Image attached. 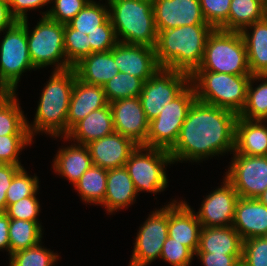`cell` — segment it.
<instances>
[{"instance_id":"cell-1","label":"cell","mask_w":267,"mask_h":266,"mask_svg":"<svg viewBox=\"0 0 267 266\" xmlns=\"http://www.w3.org/2000/svg\"><path fill=\"white\" fill-rule=\"evenodd\" d=\"M238 115L195 100L181 126L175 145L168 151L175 162H200L234 151ZM232 152V153H231Z\"/></svg>"},{"instance_id":"cell-2","label":"cell","mask_w":267,"mask_h":266,"mask_svg":"<svg viewBox=\"0 0 267 266\" xmlns=\"http://www.w3.org/2000/svg\"><path fill=\"white\" fill-rule=\"evenodd\" d=\"M105 4L90 0L70 22L64 24V51L72 67L85 56L110 51L118 43L109 18V6Z\"/></svg>"},{"instance_id":"cell-3","label":"cell","mask_w":267,"mask_h":266,"mask_svg":"<svg viewBox=\"0 0 267 266\" xmlns=\"http://www.w3.org/2000/svg\"><path fill=\"white\" fill-rule=\"evenodd\" d=\"M212 31L209 24L184 25L159 31L155 46L159 65L191 76L202 62L205 44Z\"/></svg>"},{"instance_id":"cell-4","label":"cell","mask_w":267,"mask_h":266,"mask_svg":"<svg viewBox=\"0 0 267 266\" xmlns=\"http://www.w3.org/2000/svg\"><path fill=\"white\" fill-rule=\"evenodd\" d=\"M52 72L42 90L33 124L27 122L32 138L40 132L55 139L67 134L69 104L77 76L73 67Z\"/></svg>"},{"instance_id":"cell-5","label":"cell","mask_w":267,"mask_h":266,"mask_svg":"<svg viewBox=\"0 0 267 266\" xmlns=\"http://www.w3.org/2000/svg\"><path fill=\"white\" fill-rule=\"evenodd\" d=\"M118 42L155 48L153 0H107Z\"/></svg>"},{"instance_id":"cell-6","label":"cell","mask_w":267,"mask_h":266,"mask_svg":"<svg viewBox=\"0 0 267 266\" xmlns=\"http://www.w3.org/2000/svg\"><path fill=\"white\" fill-rule=\"evenodd\" d=\"M251 75H231L211 71H195L190 83L196 100L239 115L245 105Z\"/></svg>"},{"instance_id":"cell-7","label":"cell","mask_w":267,"mask_h":266,"mask_svg":"<svg viewBox=\"0 0 267 266\" xmlns=\"http://www.w3.org/2000/svg\"><path fill=\"white\" fill-rule=\"evenodd\" d=\"M196 71L251 75L240 31L213 29L208 35L202 62Z\"/></svg>"},{"instance_id":"cell-8","label":"cell","mask_w":267,"mask_h":266,"mask_svg":"<svg viewBox=\"0 0 267 266\" xmlns=\"http://www.w3.org/2000/svg\"><path fill=\"white\" fill-rule=\"evenodd\" d=\"M25 19L29 55L34 68L54 65V71L72 68L64 51V24L42 16L33 30H29Z\"/></svg>"},{"instance_id":"cell-9","label":"cell","mask_w":267,"mask_h":266,"mask_svg":"<svg viewBox=\"0 0 267 266\" xmlns=\"http://www.w3.org/2000/svg\"><path fill=\"white\" fill-rule=\"evenodd\" d=\"M168 164H173V161L167 150L137 146L125 167L137 193L146 191L157 194L168 187L165 171Z\"/></svg>"},{"instance_id":"cell-10","label":"cell","mask_w":267,"mask_h":266,"mask_svg":"<svg viewBox=\"0 0 267 266\" xmlns=\"http://www.w3.org/2000/svg\"><path fill=\"white\" fill-rule=\"evenodd\" d=\"M4 31L0 42V84L7 92H16L22 73L36 69L29 55L25 20Z\"/></svg>"},{"instance_id":"cell-11","label":"cell","mask_w":267,"mask_h":266,"mask_svg":"<svg viewBox=\"0 0 267 266\" xmlns=\"http://www.w3.org/2000/svg\"><path fill=\"white\" fill-rule=\"evenodd\" d=\"M195 100V89L190 83L155 119L149 121L146 147L169 151L175 145L188 110Z\"/></svg>"},{"instance_id":"cell-12","label":"cell","mask_w":267,"mask_h":266,"mask_svg":"<svg viewBox=\"0 0 267 266\" xmlns=\"http://www.w3.org/2000/svg\"><path fill=\"white\" fill-rule=\"evenodd\" d=\"M189 84V74L161 67L144 82L139 95L147 120L155 119Z\"/></svg>"},{"instance_id":"cell-13","label":"cell","mask_w":267,"mask_h":266,"mask_svg":"<svg viewBox=\"0 0 267 266\" xmlns=\"http://www.w3.org/2000/svg\"><path fill=\"white\" fill-rule=\"evenodd\" d=\"M169 204L151 215L139 227L129 266H148L160 258L163 244L168 237Z\"/></svg>"},{"instance_id":"cell-14","label":"cell","mask_w":267,"mask_h":266,"mask_svg":"<svg viewBox=\"0 0 267 266\" xmlns=\"http://www.w3.org/2000/svg\"><path fill=\"white\" fill-rule=\"evenodd\" d=\"M225 178L239 197L257 198L267 189V156L233 154Z\"/></svg>"},{"instance_id":"cell-15","label":"cell","mask_w":267,"mask_h":266,"mask_svg":"<svg viewBox=\"0 0 267 266\" xmlns=\"http://www.w3.org/2000/svg\"><path fill=\"white\" fill-rule=\"evenodd\" d=\"M109 105L115 132L131 139L138 146L146 147L149 121L139 96L116 100Z\"/></svg>"},{"instance_id":"cell-16","label":"cell","mask_w":267,"mask_h":266,"mask_svg":"<svg viewBox=\"0 0 267 266\" xmlns=\"http://www.w3.org/2000/svg\"><path fill=\"white\" fill-rule=\"evenodd\" d=\"M238 199V193L224 177L222 186L204 197L201 207L196 213L202 227L231 226Z\"/></svg>"},{"instance_id":"cell-17","label":"cell","mask_w":267,"mask_h":266,"mask_svg":"<svg viewBox=\"0 0 267 266\" xmlns=\"http://www.w3.org/2000/svg\"><path fill=\"white\" fill-rule=\"evenodd\" d=\"M153 13L157 33L184 25L208 24L200 0H153Z\"/></svg>"},{"instance_id":"cell-18","label":"cell","mask_w":267,"mask_h":266,"mask_svg":"<svg viewBox=\"0 0 267 266\" xmlns=\"http://www.w3.org/2000/svg\"><path fill=\"white\" fill-rule=\"evenodd\" d=\"M112 56L119 72L128 73L144 82L161 68L153 47L118 42L112 48Z\"/></svg>"},{"instance_id":"cell-19","label":"cell","mask_w":267,"mask_h":266,"mask_svg":"<svg viewBox=\"0 0 267 266\" xmlns=\"http://www.w3.org/2000/svg\"><path fill=\"white\" fill-rule=\"evenodd\" d=\"M169 203L168 236L188 247L194 254L199 246L202 225L187 202L172 200Z\"/></svg>"},{"instance_id":"cell-20","label":"cell","mask_w":267,"mask_h":266,"mask_svg":"<svg viewBox=\"0 0 267 266\" xmlns=\"http://www.w3.org/2000/svg\"><path fill=\"white\" fill-rule=\"evenodd\" d=\"M86 146L89 149L93 165L109 170L125 166L130 154L138 145L114 131Z\"/></svg>"},{"instance_id":"cell-21","label":"cell","mask_w":267,"mask_h":266,"mask_svg":"<svg viewBox=\"0 0 267 266\" xmlns=\"http://www.w3.org/2000/svg\"><path fill=\"white\" fill-rule=\"evenodd\" d=\"M108 104L103 86L87 84L76 77L67 116V133L92 111Z\"/></svg>"},{"instance_id":"cell-22","label":"cell","mask_w":267,"mask_h":266,"mask_svg":"<svg viewBox=\"0 0 267 266\" xmlns=\"http://www.w3.org/2000/svg\"><path fill=\"white\" fill-rule=\"evenodd\" d=\"M232 226L242 240L267 236V206L257 198L239 197Z\"/></svg>"},{"instance_id":"cell-23","label":"cell","mask_w":267,"mask_h":266,"mask_svg":"<svg viewBox=\"0 0 267 266\" xmlns=\"http://www.w3.org/2000/svg\"><path fill=\"white\" fill-rule=\"evenodd\" d=\"M114 131L112 110L108 104L101 109L92 111L84 119L77 122L68 133L65 136H61V138L74 141L78 144L87 145Z\"/></svg>"},{"instance_id":"cell-24","label":"cell","mask_w":267,"mask_h":266,"mask_svg":"<svg viewBox=\"0 0 267 266\" xmlns=\"http://www.w3.org/2000/svg\"><path fill=\"white\" fill-rule=\"evenodd\" d=\"M265 122L238 117L232 154L267 156V125L264 124Z\"/></svg>"},{"instance_id":"cell-25","label":"cell","mask_w":267,"mask_h":266,"mask_svg":"<svg viewBox=\"0 0 267 266\" xmlns=\"http://www.w3.org/2000/svg\"><path fill=\"white\" fill-rule=\"evenodd\" d=\"M137 195L139 194L125 166L108 170L106 193L101 205L107 209L108 214L133 205Z\"/></svg>"},{"instance_id":"cell-26","label":"cell","mask_w":267,"mask_h":266,"mask_svg":"<svg viewBox=\"0 0 267 266\" xmlns=\"http://www.w3.org/2000/svg\"><path fill=\"white\" fill-rule=\"evenodd\" d=\"M73 68L78 79L87 84L100 86H103L119 72L112 56V49L85 56Z\"/></svg>"},{"instance_id":"cell-27","label":"cell","mask_w":267,"mask_h":266,"mask_svg":"<svg viewBox=\"0 0 267 266\" xmlns=\"http://www.w3.org/2000/svg\"><path fill=\"white\" fill-rule=\"evenodd\" d=\"M52 162L54 172L66 177L73 186L93 165L88 147L78 143L59 148Z\"/></svg>"},{"instance_id":"cell-28","label":"cell","mask_w":267,"mask_h":266,"mask_svg":"<svg viewBox=\"0 0 267 266\" xmlns=\"http://www.w3.org/2000/svg\"><path fill=\"white\" fill-rule=\"evenodd\" d=\"M240 33L245 42L251 75L267 74V16L243 28Z\"/></svg>"},{"instance_id":"cell-29","label":"cell","mask_w":267,"mask_h":266,"mask_svg":"<svg viewBox=\"0 0 267 266\" xmlns=\"http://www.w3.org/2000/svg\"><path fill=\"white\" fill-rule=\"evenodd\" d=\"M243 240L234 227H202L196 253L242 254Z\"/></svg>"},{"instance_id":"cell-30","label":"cell","mask_w":267,"mask_h":266,"mask_svg":"<svg viewBox=\"0 0 267 266\" xmlns=\"http://www.w3.org/2000/svg\"><path fill=\"white\" fill-rule=\"evenodd\" d=\"M266 16V7L257 0H231L228 20L220 29L241 31Z\"/></svg>"},{"instance_id":"cell-31","label":"cell","mask_w":267,"mask_h":266,"mask_svg":"<svg viewBox=\"0 0 267 266\" xmlns=\"http://www.w3.org/2000/svg\"><path fill=\"white\" fill-rule=\"evenodd\" d=\"M16 92H7L0 99V136L30 135Z\"/></svg>"},{"instance_id":"cell-32","label":"cell","mask_w":267,"mask_h":266,"mask_svg":"<svg viewBox=\"0 0 267 266\" xmlns=\"http://www.w3.org/2000/svg\"><path fill=\"white\" fill-rule=\"evenodd\" d=\"M108 170L92 165L74 184L81 200L86 203L102 205L106 193Z\"/></svg>"},{"instance_id":"cell-33","label":"cell","mask_w":267,"mask_h":266,"mask_svg":"<svg viewBox=\"0 0 267 266\" xmlns=\"http://www.w3.org/2000/svg\"><path fill=\"white\" fill-rule=\"evenodd\" d=\"M261 81L257 87H253L255 81ZM238 117L248 120L267 119V74L251 75L248 87L246 102Z\"/></svg>"},{"instance_id":"cell-34","label":"cell","mask_w":267,"mask_h":266,"mask_svg":"<svg viewBox=\"0 0 267 266\" xmlns=\"http://www.w3.org/2000/svg\"><path fill=\"white\" fill-rule=\"evenodd\" d=\"M42 230V225L39 222L10 219V255L38 244L42 239Z\"/></svg>"},{"instance_id":"cell-35","label":"cell","mask_w":267,"mask_h":266,"mask_svg":"<svg viewBox=\"0 0 267 266\" xmlns=\"http://www.w3.org/2000/svg\"><path fill=\"white\" fill-rule=\"evenodd\" d=\"M144 81L128 73L118 72L103 85L109 103L116 100L138 97L141 94Z\"/></svg>"},{"instance_id":"cell-36","label":"cell","mask_w":267,"mask_h":266,"mask_svg":"<svg viewBox=\"0 0 267 266\" xmlns=\"http://www.w3.org/2000/svg\"><path fill=\"white\" fill-rule=\"evenodd\" d=\"M41 241L31 248L10 255L9 266H55L59 255L42 247Z\"/></svg>"},{"instance_id":"cell-37","label":"cell","mask_w":267,"mask_h":266,"mask_svg":"<svg viewBox=\"0 0 267 266\" xmlns=\"http://www.w3.org/2000/svg\"><path fill=\"white\" fill-rule=\"evenodd\" d=\"M39 190V179L30 176L26 169L21 168L13 177L10 187L6 191L7 207L20 199L36 196Z\"/></svg>"},{"instance_id":"cell-38","label":"cell","mask_w":267,"mask_h":266,"mask_svg":"<svg viewBox=\"0 0 267 266\" xmlns=\"http://www.w3.org/2000/svg\"><path fill=\"white\" fill-rule=\"evenodd\" d=\"M32 141L33 138L30 135L0 136V164L16 165L23 168L19 161V153Z\"/></svg>"},{"instance_id":"cell-39","label":"cell","mask_w":267,"mask_h":266,"mask_svg":"<svg viewBox=\"0 0 267 266\" xmlns=\"http://www.w3.org/2000/svg\"><path fill=\"white\" fill-rule=\"evenodd\" d=\"M241 266H267V236L243 240Z\"/></svg>"},{"instance_id":"cell-40","label":"cell","mask_w":267,"mask_h":266,"mask_svg":"<svg viewBox=\"0 0 267 266\" xmlns=\"http://www.w3.org/2000/svg\"><path fill=\"white\" fill-rule=\"evenodd\" d=\"M90 0H51L52 7L42 16H48L56 22L67 24L70 22Z\"/></svg>"},{"instance_id":"cell-41","label":"cell","mask_w":267,"mask_h":266,"mask_svg":"<svg viewBox=\"0 0 267 266\" xmlns=\"http://www.w3.org/2000/svg\"><path fill=\"white\" fill-rule=\"evenodd\" d=\"M231 0H200L205 21L213 28L220 29L228 20Z\"/></svg>"},{"instance_id":"cell-42","label":"cell","mask_w":267,"mask_h":266,"mask_svg":"<svg viewBox=\"0 0 267 266\" xmlns=\"http://www.w3.org/2000/svg\"><path fill=\"white\" fill-rule=\"evenodd\" d=\"M194 256L188 247L168 236L163 244L160 258L171 266H190Z\"/></svg>"},{"instance_id":"cell-43","label":"cell","mask_w":267,"mask_h":266,"mask_svg":"<svg viewBox=\"0 0 267 266\" xmlns=\"http://www.w3.org/2000/svg\"><path fill=\"white\" fill-rule=\"evenodd\" d=\"M5 212L10 219L40 222L37 218L40 212V203L36 196L20 199L18 202L9 205Z\"/></svg>"},{"instance_id":"cell-44","label":"cell","mask_w":267,"mask_h":266,"mask_svg":"<svg viewBox=\"0 0 267 266\" xmlns=\"http://www.w3.org/2000/svg\"><path fill=\"white\" fill-rule=\"evenodd\" d=\"M204 266H241L242 254L195 253Z\"/></svg>"},{"instance_id":"cell-45","label":"cell","mask_w":267,"mask_h":266,"mask_svg":"<svg viewBox=\"0 0 267 266\" xmlns=\"http://www.w3.org/2000/svg\"><path fill=\"white\" fill-rule=\"evenodd\" d=\"M12 15L17 21L28 18V10H36L51 3V0H8Z\"/></svg>"},{"instance_id":"cell-46","label":"cell","mask_w":267,"mask_h":266,"mask_svg":"<svg viewBox=\"0 0 267 266\" xmlns=\"http://www.w3.org/2000/svg\"><path fill=\"white\" fill-rule=\"evenodd\" d=\"M22 167L10 164H0V212L7 209L6 191L10 187L14 175Z\"/></svg>"},{"instance_id":"cell-47","label":"cell","mask_w":267,"mask_h":266,"mask_svg":"<svg viewBox=\"0 0 267 266\" xmlns=\"http://www.w3.org/2000/svg\"><path fill=\"white\" fill-rule=\"evenodd\" d=\"M17 22L12 15L8 0H0V33Z\"/></svg>"},{"instance_id":"cell-48","label":"cell","mask_w":267,"mask_h":266,"mask_svg":"<svg viewBox=\"0 0 267 266\" xmlns=\"http://www.w3.org/2000/svg\"><path fill=\"white\" fill-rule=\"evenodd\" d=\"M9 225L10 218L6 212H0V250H7L10 257Z\"/></svg>"},{"instance_id":"cell-49","label":"cell","mask_w":267,"mask_h":266,"mask_svg":"<svg viewBox=\"0 0 267 266\" xmlns=\"http://www.w3.org/2000/svg\"><path fill=\"white\" fill-rule=\"evenodd\" d=\"M257 199L265 206H267V189L257 197Z\"/></svg>"},{"instance_id":"cell-50","label":"cell","mask_w":267,"mask_h":266,"mask_svg":"<svg viewBox=\"0 0 267 266\" xmlns=\"http://www.w3.org/2000/svg\"><path fill=\"white\" fill-rule=\"evenodd\" d=\"M7 93L5 88L0 84V99Z\"/></svg>"},{"instance_id":"cell-51","label":"cell","mask_w":267,"mask_h":266,"mask_svg":"<svg viewBox=\"0 0 267 266\" xmlns=\"http://www.w3.org/2000/svg\"><path fill=\"white\" fill-rule=\"evenodd\" d=\"M257 1H259L260 3H262L266 7V9H267V0H257Z\"/></svg>"}]
</instances>
